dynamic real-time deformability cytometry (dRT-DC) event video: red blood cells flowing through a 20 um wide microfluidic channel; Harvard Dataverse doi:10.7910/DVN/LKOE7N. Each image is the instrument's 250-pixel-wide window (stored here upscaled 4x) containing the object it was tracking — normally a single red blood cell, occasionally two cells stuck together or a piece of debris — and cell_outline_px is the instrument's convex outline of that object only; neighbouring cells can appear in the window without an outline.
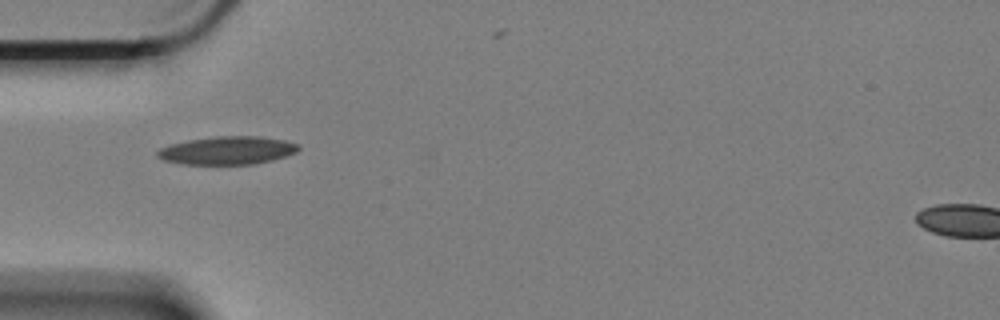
{"species": "Egyptian fruit bat (a non-hibernating species)", "species_latin": "Rousettus aegyptiacus", "temperature_condition": "cold", "stored_images_in_passage": 43, "camera_frame_rate_fps": 3000, "um_per_image_px": 0.085, "animal": {"sex": "female"}, "frame": {"image": 1, "passage_image": 1, "time_ms": 0.0, "image_size_px": [1000, 320], "cell_outline_px": [[300, 148], [296, 152], [272, 160], [252, 164], [184, 164], [164, 160], [156, 156], [156, 152], [160, 148], [168, 144], [188, 140], [216, 136], [260, 136], [284, 140], [300, 144]], "centroid_in_image_um": [19.31, 12.78], "position_along_channel_um": 65.7, "area_um2": 23.12}}
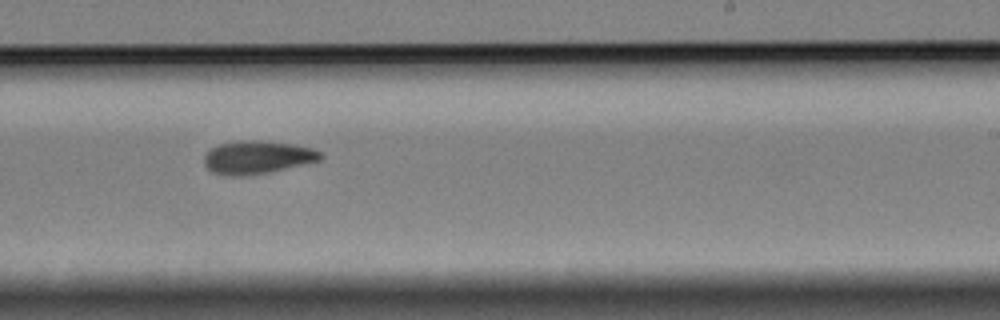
{"frame": {"image": 2, "passage_image": 19, "time_ms": 6.0, "image_size_px": [1000, 320], "cell_outline_px": [[324, 156], [320, 160], [268, 172], [244, 176], [232, 176], [212, 172], [204, 164], [204, 156], [212, 148], [220, 144], [240, 140], [264, 140], [292, 144], [312, 148], [320, 152]], "centroid_in_image_um": [21.87, 13.36], "position_along_channel_um": 267.1, "area_um2": 22.25}}
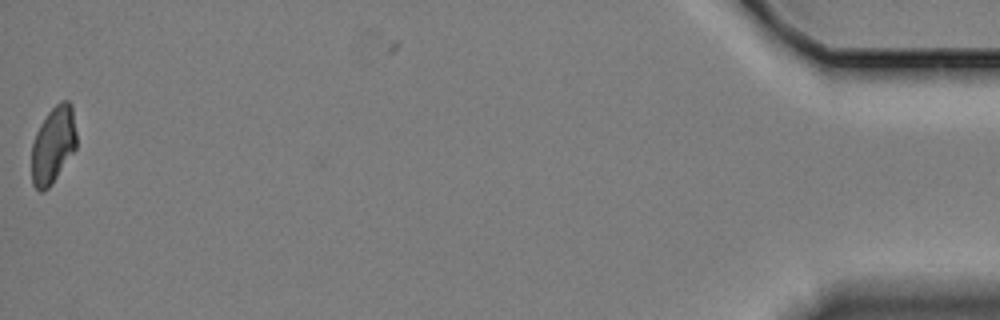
{"frame": {"image": 3, "passage_image": 42, "time_ms": 13.667, "image_size_px": [1000, 320], "cell_outline_px": [[76, 148], [52, 184], [48, 188], [40, 192], [32, 184], [32, 144], [36, 132], [40, 124], [48, 112], [60, 100], [68, 100], [72, 104], [76, 132]], "centroid_in_image_um": [4.52, 12.3], "position_along_channel_um": 430.7, "area_um2": 20.17}, "authors_computed_cell_mechanics": {"area_um2": 21.5594, "velocity_mm_per_s": 3.3543, "shape_relaxation_time_tau1_ms": null, "shape_relaxation_time_tau2_ms": 6.9825, "deformation_change_tau1": null, "deformation_change_tau2": 0.1165}}